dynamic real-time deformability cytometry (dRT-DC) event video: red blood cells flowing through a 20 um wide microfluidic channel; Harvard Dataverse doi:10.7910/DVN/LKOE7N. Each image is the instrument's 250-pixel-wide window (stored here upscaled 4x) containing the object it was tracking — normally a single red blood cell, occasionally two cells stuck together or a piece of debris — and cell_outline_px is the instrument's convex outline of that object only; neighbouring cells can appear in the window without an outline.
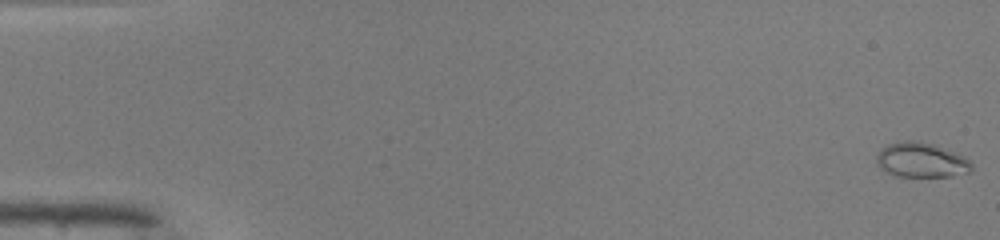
{"species": "common noctule bat (a hibernating species)", "species_latin": "Nyctalus noctula", "temperature_condition": "warm", "stored_images_in_passage": 50, "camera_frame_rate_fps": 3000, "um_per_image_px": 0.085, "animal": {"sex": "male", "body_mass_g": 19.0, "forearm_length_mm": 50.8}, "frame": {"image": 1, "passage_image": 1, "time_ms": 0.0, "image_size_px": [1000, 240], "cell_outline_px": [[972, 168], [968, 172], [952, 176], [896, 176], [880, 168], [876, 160], [876, 156], [880, 148], [888, 144], [908, 140], [916, 140], [932, 144], [964, 156], [972, 164]], "centroid_in_image_um": [78.28, 13.6], "position_along_channel_um": 6.7, "area_um2": 19.07}}
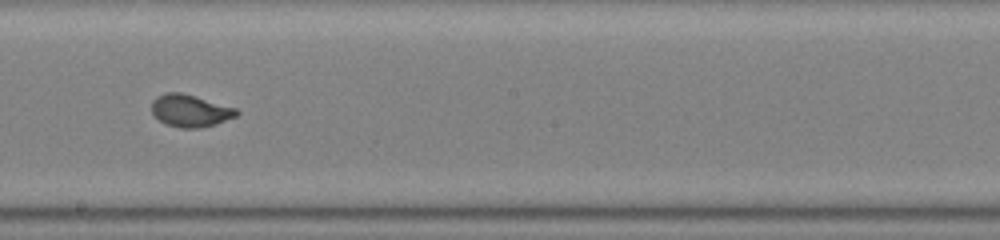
{"frame": {"image": 2, "passage_image": 29, "time_ms": 9.333, "image_size_px": [1000, 240], "cell_outline_px": [[240, 112], [236, 116], [216, 124], [200, 128], [180, 128], [164, 124], [152, 112], [152, 100], [156, 96], [168, 92], [180, 92], [236, 108]], "centroid_in_image_um": [16.16, 9.42], "position_along_channel_um": 232.0, "area_um2": 15.9}}
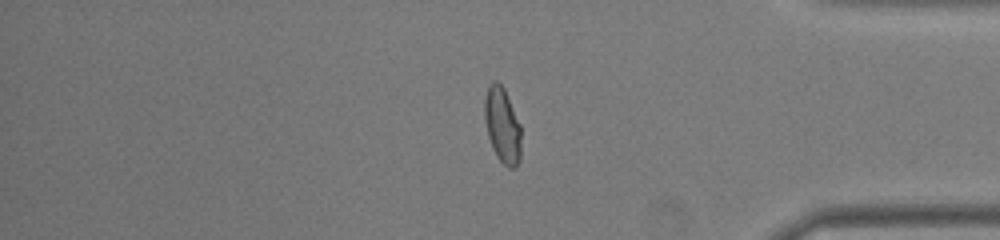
{"frame": {"image": 3, "passage_image": 42, "time_ms": 13.667, "image_size_px": [1000, 240], "cell_outline_px": [[520, 160], [516, 168], [508, 168], [496, 156], [492, 148], [488, 136], [484, 120], [484, 96], [488, 84], [492, 80], [496, 80], [504, 88], [520, 124]], "centroid_in_image_um": [42.67, 10.63], "position_along_channel_um": 392.5, "area_um2": 16.3}, "authors_computed_cell_mechanics": {"area_um2": 16.2996, "velocity_mm_per_s": 4.1547, "shape_relaxation_time_tau1_ms": 6.4859, "shape_relaxation_time_tau2_ms": null, "deformation_change_tau1": 0.2185, "deformation_change_tau2": null}}